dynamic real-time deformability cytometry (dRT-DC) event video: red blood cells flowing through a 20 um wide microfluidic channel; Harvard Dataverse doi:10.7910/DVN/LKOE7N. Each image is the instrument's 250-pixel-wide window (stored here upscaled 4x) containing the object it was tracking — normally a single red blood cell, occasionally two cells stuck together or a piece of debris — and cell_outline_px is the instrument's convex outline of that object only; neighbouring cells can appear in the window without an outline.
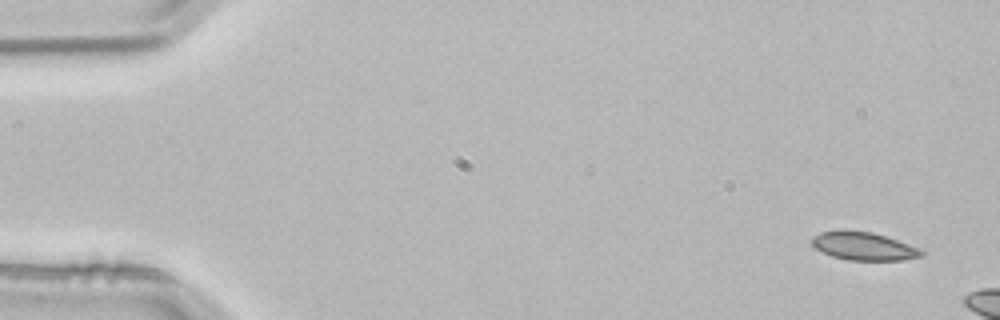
{"species": "common noctule bat (a hibernating species)", "species_latin": "Nyctalus noctula", "temperature_condition": "room temperature", "stored_images_in_passage": 2, "camera_frame_rate_fps": 3000, "um_per_image_px": 0.085, "animal": {"sex": "male", "body_mass_g": 21.5, "forearm_length_mm": 52.0}, "frame": {"image": 1, "passage_image": 1, "time_ms": 0.0, "image_size_px": [1000, 320], "cell_outline_px": [[924, 256], [900, 260], [848, 260], [832, 256], [816, 248], [812, 244], [812, 236], [820, 232], [840, 228], [844, 228], [872, 232], [920, 248], [924, 252]], "centroid_in_image_um": [73.37, 20.89], "position_along_channel_um": 11.6, "area_um2": 18.15}}